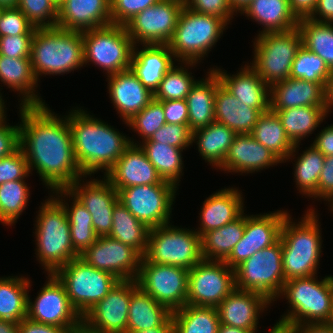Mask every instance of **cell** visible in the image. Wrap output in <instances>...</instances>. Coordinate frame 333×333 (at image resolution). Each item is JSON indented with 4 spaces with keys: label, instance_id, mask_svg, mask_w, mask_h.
<instances>
[{
    "label": "cell",
    "instance_id": "cell-1",
    "mask_svg": "<svg viewBox=\"0 0 333 333\" xmlns=\"http://www.w3.org/2000/svg\"><path fill=\"white\" fill-rule=\"evenodd\" d=\"M19 143L28 162L43 186L51 192L67 189L81 178L66 115H59L48 105L19 106Z\"/></svg>",
    "mask_w": 333,
    "mask_h": 333
},
{
    "label": "cell",
    "instance_id": "cell-2",
    "mask_svg": "<svg viewBox=\"0 0 333 333\" xmlns=\"http://www.w3.org/2000/svg\"><path fill=\"white\" fill-rule=\"evenodd\" d=\"M67 118L77 164L84 176L99 171L105 175L131 144L129 136L83 107L68 110Z\"/></svg>",
    "mask_w": 333,
    "mask_h": 333
},
{
    "label": "cell",
    "instance_id": "cell-3",
    "mask_svg": "<svg viewBox=\"0 0 333 333\" xmlns=\"http://www.w3.org/2000/svg\"><path fill=\"white\" fill-rule=\"evenodd\" d=\"M310 207L299 218L301 221L295 222L294 217L288 214L283 222L280 240L285 282L318 275L323 252L322 228L319 213Z\"/></svg>",
    "mask_w": 333,
    "mask_h": 333
},
{
    "label": "cell",
    "instance_id": "cell-4",
    "mask_svg": "<svg viewBox=\"0 0 333 333\" xmlns=\"http://www.w3.org/2000/svg\"><path fill=\"white\" fill-rule=\"evenodd\" d=\"M286 299L289 309L274 327L305 324H330L333 315V275L294 278L284 283L279 300Z\"/></svg>",
    "mask_w": 333,
    "mask_h": 333
},
{
    "label": "cell",
    "instance_id": "cell-5",
    "mask_svg": "<svg viewBox=\"0 0 333 333\" xmlns=\"http://www.w3.org/2000/svg\"><path fill=\"white\" fill-rule=\"evenodd\" d=\"M34 223L35 255L46 274L78 258L71 241L70 223L63 205L51 194L39 206Z\"/></svg>",
    "mask_w": 333,
    "mask_h": 333
},
{
    "label": "cell",
    "instance_id": "cell-6",
    "mask_svg": "<svg viewBox=\"0 0 333 333\" xmlns=\"http://www.w3.org/2000/svg\"><path fill=\"white\" fill-rule=\"evenodd\" d=\"M30 59L39 82L43 75H64L81 69L84 66L82 32L59 27L36 28Z\"/></svg>",
    "mask_w": 333,
    "mask_h": 333
},
{
    "label": "cell",
    "instance_id": "cell-7",
    "mask_svg": "<svg viewBox=\"0 0 333 333\" xmlns=\"http://www.w3.org/2000/svg\"><path fill=\"white\" fill-rule=\"evenodd\" d=\"M228 27V24L217 16L199 13L184 6L167 45L178 62L200 64L208 57Z\"/></svg>",
    "mask_w": 333,
    "mask_h": 333
},
{
    "label": "cell",
    "instance_id": "cell-8",
    "mask_svg": "<svg viewBox=\"0 0 333 333\" xmlns=\"http://www.w3.org/2000/svg\"><path fill=\"white\" fill-rule=\"evenodd\" d=\"M253 60L248 64L270 87L290 77L293 60L302 46L298 27L284 32H267L253 39Z\"/></svg>",
    "mask_w": 333,
    "mask_h": 333
},
{
    "label": "cell",
    "instance_id": "cell-9",
    "mask_svg": "<svg viewBox=\"0 0 333 333\" xmlns=\"http://www.w3.org/2000/svg\"><path fill=\"white\" fill-rule=\"evenodd\" d=\"M82 38L84 67L93 64L107 76L130 69L134 43L125 26L111 24L85 30Z\"/></svg>",
    "mask_w": 333,
    "mask_h": 333
},
{
    "label": "cell",
    "instance_id": "cell-10",
    "mask_svg": "<svg viewBox=\"0 0 333 333\" xmlns=\"http://www.w3.org/2000/svg\"><path fill=\"white\" fill-rule=\"evenodd\" d=\"M53 274L64 285L71 305L81 317L120 281L110 272L94 268L79 257L58 268Z\"/></svg>",
    "mask_w": 333,
    "mask_h": 333
},
{
    "label": "cell",
    "instance_id": "cell-11",
    "mask_svg": "<svg viewBox=\"0 0 333 333\" xmlns=\"http://www.w3.org/2000/svg\"><path fill=\"white\" fill-rule=\"evenodd\" d=\"M143 258L147 262L190 270L202 260L201 237L195 230L175 226L171 222L150 228Z\"/></svg>",
    "mask_w": 333,
    "mask_h": 333
},
{
    "label": "cell",
    "instance_id": "cell-12",
    "mask_svg": "<svg viewBox=\"0 0 333 333\" xmlns=\"http://www.w3.org/2000/svg\"><path fill=\"white\" fill-rule=\"evenodd\" d=\"M282 262V244L279 239L234 268L235 288L259 292L270 302H277L285 283Z\"/></svg>",
    "mask_w": 333,
    "mask_h": 333
},
{
    "label": "cell",
    "instance_id": "cell-13",
    "mask_svg": "<svg viewBox=\"0 0 333 333\" xmlns=\"http://www.w3.org/2000/svg\"><path fill=\"white\" fill-rule=\"evenodd\" d=\"M177 188L164 180L160 184L136 185L118 191L119 202L149 228L170 223ZM174 202V203H173Z\"/></svg>",
    "mask_w": 333,
    "mask_h": 333
},
{
    "label": "cell",
    "instance_id": "cell-14",
    "mask_svg": "<svg viewBox=\"0 0 333 333\" xmlns=\"http://www.w3.org/2000/svg\"><path fill=\"white\" fill-rule=\"evenodd\" d=\"M188 273L186 268L155 264L142 257L135 280L143 291L173 312L186 305Z\"/></svg>",
    "mask_w": 333,
    "mask_h": 333
},
{
    "label": "cell",
    "instance_id": "cell-15",
    "mask_svg": "<svg viewBox=\"0 0 333 333\" xmlns=\"http://www.w3.org/2000/svg\"><path fill=\"white\" fill-rule=\"evenodd\" d=\"M234 289L233 268L224 261L202 259L189 270L186 304L217 307Z\"/></svg>",
    "mask_w": 333,
    "mask_h": 333
},
{
    "label": "cell",
    "instance_id": "cell-16",
    "mask_svg": "<svg viewBox=\"0 0 333 333\" xmlns=\"http://www.w3.org/2000/svg\"><path fill=\"white\" fill-rule=\"evenodd\" d=\"M183 7V0H159L124 25L127 34L134 45L168 44Z\"/></svg>",
    "mask_w": 333,
    "mask_h": 333
},
{
    "label": "cell",
    "instance_id": "cell-17",
    "mask_svg": "<svg viewBox=\"0 0 333 333\" xmlns=\"http://www.w3.org/2000/svg\"><path fill=\"white\" fill-rule=\"evenodd\" d=\"M47 275L33 301L28 292L27 317L42 324L81 329L82 317L71 305L64 285L54 274Z\"/></svg>",
    "mask_w": 333,
    "mask_h": 333
},
{
    "label": "cell",
    "instance_id": "cell-18",
    "mask_svg": "<svg viewBox=\"0 0 333 333\" xmlns=\"http://www.w3.org/2000/svg\"><path fill=\"white\" fill-rule=\"evenodd\" d=\"M136 280H120L111 291L82 317L88 333H126L131 293Z\"/></svg>",
    "mask_w": 333,
    "mask_h": 333
},
{
    "label": "cell",
    "instance_id": "cell-19",
    "mask_svg": "<svg viewBox=\"0 0 333 333\" xmlns=\"http://www.w3.org/2000/svg\"><path fill=\"white\" fill-rule=\"evenodd\" d=\"M96 178H91V175L82 176L67 190L91 214L95 233L98 236H108L112 230L113 209L119 202L118 191L105 176L102 179Z\"/></svg>",
    "mask_w": 333,
    "mask_h": 333
},
{
    "label": "cell",
    "instance_id": "cell-20",
    "mask_svg": "<svg viewBox=\"0 0 333 333\" xmlns=\"http://www.w3.org/2000/svg\"><path fill=\"white\" fill-rule=\"evenodd\" d=\"M288 214L289 212L283 208L256 215L245 213L243 237L224 262L234 269L255 252L275 244L280 239L281 228Z\"/></svg>",
    "mask_w": 333,
    "mask_h": 333
},
{
    "label": "cell",
    "instance_id": "cell-21",
    "mask_svg": "<svg viewBox=\"0 0 333 333\" xmlns=\"http://www.w3.org/2000/svg\"><path fill=\"white\" fill-rule=\"evenodd\" d=\"M79 258L86 264L115 275L120 280H135L142 256L132 247L109 236H98Z\"/></svg>",
    "mask_w": 333,
    "mask_h": 333
},
{
    "label": "cell",
    "instance_id": "cell-22",
    "mask_svg": "<svg viewBox=\"0 0 333 333\" xmlns=\"http://www.w3.org/2000/svg\"><path fill=\"white\" fill-rule=\"evenodd\" d=\"M271 304L272 302L259 292L235 288L216 309L220 324L257 333L259 319Z\"/></svg>",
    "mask_w": 333,
    "mask_h": 333
},
{
    "label": "cell",
    "instance_id": "cell-23",
    "mask_svg": "<svg viewBox=\"0 0 333 333\" xmlns=\"http://www.w3.org/2000/svg\"><path fill=\"white\" fill-rule=\"evenodd\" d=\"M283 163L251 134H236L229 151L218 168L225 173L248 175Z\"/></svg>",
    "mask_w": 333,
    "mask_h": 333
},
{
    "label": "cell",
    "instance_id": "cell-24",
    "mask_svg": "<svg viewBox=\"0 0 333 333\" xmlns=\"http://www.w3.org/2000/svg\"><path fill=\"white\" fill-rule=\"evenodd\" d=\"M106 79L110 101L123 124L154 99V93L140 82L131 69L107 76Z\"/></svg>",
    "mask_w": 333,
    "mask_h": 333
},
{
    "label": "cell",
    "instance_id": "cell-25",
    "mask_svg": "<svg viewBox=\"0 0 333 333\" xmlns=\"http://www.w3.org/2000/svg\"><path fill=\"white\" fill-rule=\"evenodd\" d=\"M115 189L136 185L160 184L164 180L140 145L130 144L104 175Z\"/></svg>",
    "mask_w": 333,
    "mask_h": 333
},
{
    "label": "cell",
    "instance_id": "cell-26",
    "mask_svg": "<svg viewBox=\"0 0 333 333\" xmlns=\"http://www.w3.org/2000/svg\"><path fill=\"white\" fill-rule=\"evenodd\" d=\"M245 63L235 74L217 66L209 69L218 75L220 83L241 103L264 113L270 109V87L248 62Z\"/></svg>",
    "mask_w": 333,
    "mask_h": 333
},
{
    "label": "cell",
    "instance_id": "cell-27",
    "mask_svg": "<svg viewBox=\"0 0 333 333\" xmlns=\"http://www.w3.org/2000/svg\"><path fill=\"white\" fill-rule=\"evenodd\" d=\"M244 195L237 187H224L206 197L199 213V226L193 229L202 237L205 233L221 228L239 218L244 209Z\"/></svg>",
    "mask_w": 333,
    "mask_h": 333
},
{
    "label": "cell",
    "instance_id": "cell-28",
    "mask_svg": "<svg viewBox=\"0 0 333 333\" xmlns=\"http://www.w3.org/2000/svg\"><path fill=\"white\" fill-rule=\"evenodd\" d=\"M111 24V0H64L58 7L61 29L83 32Z\"/></svg>",
    "mask_w": 333,
    "mask_h": 333
},
{
    "label": "cell",
    "instance_id": "cell-29",
    "mask_svg": "<svg viewBox=\"0 0 333 333\" xmlns=\"http://www.w3.org/2000/svg\"><path fill=\"white\" fill-rule=\"evenodd\" d=\"M326 85L287 78L270 86V110L301 106H326Z\"/></svg>",
    "mask_w": 333,
    "mask_h": 333
},
{
    "label": "cell",
    "instance_id": "cell-30",
    "mask_svg": "<svg viewBox=\"0 0 333 333\" xmlns=\"http://www.w3.org/2000/svg\"><path fill=\"white\" fill-rule=\"evenodd\" d=\"M141 46L134 45L130 69L154 93L164 75L178 61L167 44Z\"/></svg>",
    "mask_w": 333,
    "mask_h": 333
},
{
    "label": "cell",
    "instance_id": "cell-31",
    "mask_svg": "<svg viewBox=\"0 0 333 333\" xmlns=\"http://www.w3.org/2000/svg\"><path fill=\"white\" fill-rule=\"evenodd\" d=\"M0 81L20 97L19 106L47 105L38 93L37 80L30 58H10L0 55ZM37 90V91H36Z\"/></svg>",
    "mask_w": 333,
    "mask_h": 333
},
{
    "label": "cell",
    "instance_id": "cell-32",
    "mask_svg": "<svg viewBox=\"0 0 333 333\" xmlns=\"http://www.w3.org/2000/svg\"><path fill=\"white\" fill-rule=\"evenodd\" d=\"M204 77L195 82L186 96L188 125L192 132L215 121V95L220 80L212 69Z\"/></svg>",
    "mask_w": 333,
    "mask_h": 333
},
{
    "label": "cell",
    "instance_id": "cell-33",
    "mask_svg": "<svg viewBox=\"0 0 333 333\" xmlns=\"http://www.w3.org/2000/svg\"><path fill=\"white\" fill-rule=\"evenodd\" d=\"M240 14L261 25L262 30L256 35L289 31L296 28L299 22L288 0H252Z\"/></svg>",
    "mask_w": 333,
    "mask_h": 333
},
{
    "label": "cell",
    "instance_id": "cell-34",
    "mask_svg": "<svg viewBox=\"0 0 333 333\" xmlns=\"http://www.w3.org/2000/svg\"><path fill=\"white\" fill-rule=\"evenodd\" d=\"M262 113L241 103L220 83L215 95V121L226 125L236 134H251Z\"/></svg>",
    "mask_w": 333,
    "mask_h": 333
},
{
    "label": "cell",
    "instance_id": "cell-35",
    "mask_svg": "<svg viewBox=\"0 0 333 333\" xmlns=\"http://www.w3.org/2000/svg\"><path fill=\"white\" fill-rule=\"evenodd\" d=\"M172 312L137 286L131 293L126 333L163 326Z\"/></svg>",
    "mask_w": 333,
    "mask_h": 333
},
{
    "label": "cell",
    "instance_id": "cell-36",
    "mask_svg": "<svg viewBox=\"0 0 333 333\" xmlns=\"http://www.w3.org/2000/svg\"><path fill=\"white\" fill-rule=\"evenodd\" d=\"M236 133L226 125L214 121L192 132V144L196 143L199 156L218 171Z\"/></svg>",
    "mask_w": 333,
    "mask_h": 333
},
{
    "label": "cell",
    "instance_id": "cell-37",
    "mask_svg": "<svg viewBox=\"0 0 333 333\" xmlns=\"http://www.w3.org/2000/svg\"><path fill=\"white\" fill-rule=\"evenodd\" d=\"M302 151V153H298L300 150V143L294 145L293 151L290 155L284 160L283 163L291 162L293 163V172L295 186L297 188V193L302 194V197L312 198L317 193V187L319 182V176L322 171L324 165L325 156L317 150L312 144ZM298 155V156H297ZM297 156V158L295 157Z\"/></svg>",
    "mask_w": 333,
    "mask_h": 333
},
{
    "label": "cell",
    "instance_id": "cell-38",
    "mask_svg": "<svg viewBox=\"0 0 333 333\" xmlns=\"http://www.w3.org/2000/svg\"><path fill=\"white\" fill-rule=\"evenodd\" d=\"M274 111L285 130L286 135L295 144H301L304 138L309 137L321 127L328 116L325 107L301 106Z\"/></svg>",
    "mask_w": 333,
    "mask_h": 333
},
{
    "label": "cell",
    "instance_id": "cell-39",
    "mask_svg": "<svg viewBox=\"0 0 333 333\" xmlns=\"http://www.w3.org/2000/svg\"><path fill=\"white\" fill-rule=\"evenodd\" d=\"M32 281L27 276L0 277V319L19 323L27 317L28 292Z\"/></svg>",
    "mask_w": 333,
    "mask_h": 333
},
{
    "label": "cell",
    "instance_id": "cell-40",
    "mask_svg": "<svg viewBox=\"0 0 333 333\" xmlns=\"http://www.w3.org/2000/svg\"><path fill=\"white\" fill-rule=\"evenodd\" d=\"M129 139L131 144L140 145L163 180L171 182L179 188L180 179L184 173L182 148L172 147L161 142H152L151 140L139 143L136 139L134 140L131 137Z\"/></svg>",
    "mask_w": 333,
    "mask_h": 333
},
{
    "label": "cell",
    "instance_id": "cell-41",
    "mask_svg": "<svg viewBox=\"0 0 333 333\" xmlns=\"http://www.w3.org/2000/svg\"><path fill=\"white\" fill-rule=\"evenodd\" d=\"M245 213L221 228L211 230L201 237V255L204 260L224 261L243 237Z\"/></svg>",
    "mask_w": 333,
    "mask_h": 333
},
{
    "label": "cell",
    "instance_id": "cell-42",
    "mask_svg": "<svg viewBox=\"0 0 333 333\" xmlns=\"http://www.w3.org/2000/svg\"><path fill=\"white\" fill-rule=\"evenodd\" d=\"M150 228L137 218L120 202L113 209L112 230L109 237L135 249L142 257L148 246Z\"/></svg>",
    "mask_w": 333,
    "mask_h": 333
},
{
    "label": "cell",
    "instance_id": "cell-43",
    "mask_svg": "<svg viewBox=\"0 0 333 333\" xmlns=\"http://www.w3.org/2000/svg\"><path fill=\"white\" fill-rule=\"evenodd\" d=\"M251 136L272 151L282 162L294 149V144L286 135L278 115L270 109L260 115Z\"/></svg>",
    "mask_w": 333,
    "mask_h": 333
},
{
    "label": "cell",
    "instance_id": "cell-44",
    "mask_svg": "<svg viewBox=\"0 0 333 333\" xmlns=\"http://www.w3.org/2000/svg\"><path fill=\"white\" fill-rule=\"evenodd\" d=\"M174 333H217L219 316L216 307L186 304L172 312Z\"/></svg>",
    "mask_w": 333,
    "mask_h": 333
},
{
    "label": "cell",
    "instance_id": "cell-45",
    "mask_svg": "<svg viewBox=\"0 0 333 333\" xmlns=\"http://www.w3.org/2000/svg\"><path fill=\"white\" fill-rule=\"evenodd\" d=\"M298 29L302 35V45L322 58L333 70V23L314 21L309 17L300 18Z\"/></svg>",
    "mask_w": 333,
    "mask_h": 333
},
{
    "label": "cell",
    "instance_id": "cell-46",
    "mask_svg": "<svg viewBox=\"0 0 333 333\" xmlns=\"http://www.w3.org/2000/svg\"><path fill=\"white\" fill-rule=\"evenodd\" d=\"M176 64L164 75L158 88L155 90L154 98L156 100L186 99L191 87L197 81L189 69L196 68L199 63L177 62Z\"/></svg>",
    "mask_w": 333,
    "mask_h": 333
},
{
    "label": "cell",
    "instance_id": "cell-47",
    "mask_svg": "<svg viewBox=\"0 0 333 333\" xmlns=\"http://www.w3.org/2000/svg\"><path fill=\"white\" fill-rule=\"evenodd\" d=\"M26 180H14L0 185V222L13 226L30 200V186Z\"/></svg>",
    "mask_w": 333,
    "mask_h": 333
},
{
    "label": "cell",
    "instance_id": "cell-48",
    "mask_svg": "<svg viewBox=\"0 0 333 333\" xmlns=\"http://www.w3.org/2000/svg\"><path fill=\"white\" fill-rule=\"evenodd\" d=\"M330 74L331 70L322 58L312 53L303 45L299 48L293 60L290 78L327 84Z\"/></svg>",
    "mask_w": 333,
    "mask_h": 333
},
{
    "label": "cell",
    "instance_id": "cell-49",
    "mask_svg": "<svg viewBox=\"0 0 333 333\" xmlns=\"http://www.w3.org/2000/svg\"><path fill=\"white\" fill-rule=\"evenodd\" d=\"M164 124L166 120L162 102L154 98L143 110L135 114L126 126L140 136L141 143L149 139Z\"/></svg>",
    "mask_w": 333,
    "mask_h": 333
},
{
    "label": "cell",
    "instance_id": "cell-50",
    "mask_svg": "<svg viewBox=\"0 0 333 333\" xmlns=\"http://www.w3.org/2000/svg\"><path fill=\"white\" fill-rule=\"evenodd\" d=\"M18 7L36 28L56 27L58 7L51 0H18Z\"/></svg>",
    "mask_w": 333,
    "mask_h": 333
},
{
    "label": "cell",
    "instance_id": "cell-51",
    "mask_svg": "<svg viewBox=\"0 0 333 333\" xmlns=\"http://www.w3.org/2000/svg\"><path fill=\"white\" fill-rule=\"evenodd\" d=\"M36 27L18 7L2 8L0 13V37L34 34Z\"/></svg>",
    "mask_w": 333,
    "mask_h": 333
},
{
    "label": "cell",
    "instance_id": "cell-52",
    "mask_svg": "<svg viewBox=\"0 0 333 333\" xmlns=\"http://www.w3.org/2000/svg\"><path fill=\"white\" fill-rule=\"evenodd\" d=\"M152 142H161L166 145L189 149L192 144V131L189 125L184 124H164L149 139Z\"/></svg>",
    "mask_w": 333,
    "mask_h": 333
},
{
    "label": "cell",
    "instance_id": "cell-53",
    "mask_svg": "<svg viewBox=\"0 0 333 333\" xmlns=\"http://www.w3.org/2000/svg\"><path fill=\"white\" fill-rule=\"evenodd\" d=\"M50 193L63 205L70 226L93 227L91 214L67 189H55Z\"/></svg>",
    "mask_w": 333,
    "mask_h": 333
},
{
    "label": "cell",
    "instance_id": "cell-54",
    "mask_svg": "<svg viewBox=\"0 0 333 333\" xmlns=\"http://www.w3.org/2000/svg\"><path fill=\"white\" fill-rule=\"evenodd\" d=\"M28 177V162L20 147L11 155L0 159V185L14 180H26Z\"/></svg>",
    "mask_w": 333,
    "mask_h": 333
},
{
    "label": "cell",
    "instance_id": "cell-55",
    "mask_svg": "<svg viewBox=\"0 0 333 333\" xmlns=\"http://www.w3.org/2000/svg\"><path fill=\"white\" fill-rule=\"evenodd\" d=\"M159 0H111L112 24L124 26L138 13L153 6Z\"/></svg>",
    "mask_w": 333,
    "mask_h": 333
},
{
    "label": "cell",
    "instance_id": "cell-56",
    "mask_svg": "<svg viewBox=\"0 0 333 333\" xmlns=\"http://www.w3.org/2000/svg\"><path fill=\"white\" fill-rule=\"evenodd\" d=\"M184 6L207 15H214L231 24L234 15H238L230 6L228 0H183Z\"/></svg>",
    "mask_w": 333,
    "mask_h": 333
},
{
    "label": "cell",
    "instance_id": "cell-57",
    "mask_svg": "<svg viewBox=\"0 0 333 333\" xmlns=\"http://www.w3.org/2000/svg\"><path fill=\"white\" fill-rule=\"evenodd\" d=\"M34 34L0 37V55L10 58H30Z\"/></svg>",
    "mask_w": 333,
    "mask_h": 333
},
{
    "label": "cell",
    "instance_id": "cell-58",
    "mask_svg": "<svg viewBox=\"0 0 333 333\" xmlns=\"http://www.w3.org/2000/svg\"><path fill=\"white\" fill-rule=\"evenodd\" d=\"M8 115L0 118V159L11 155L19 146V122L10 125L6 119Z\"/></svg>",
    "mask_w": 333,
    "mask_h": 333
},
{
    "label": "cell",
    "instance_id": "cell-59",
    "mask_svg": "<svg viewBox=\"0 0 333 333\" xmlns=\"http://www.w3.org/2000/svg\"><path fill=\"white\" fill-rule=\"evenodd\" d=\"M314 199L326 201L329 207L333 205V156L324 158L317 193L312 197V200Z\"/></svg>",
    "mask_w": 333,
    "mask_h": 333
},
{
    "label": "cell",
    "instance_id": "cell-60",
    "mask_svg": "<svg viewBox=\"0 0 333 333\" xmlns=\"http://www.w3.org/2000/svg\"><path fill=\"white\" fill-rule=\"evenodd\" d=\"M161 102L166 123L188 125V107L186 99L163 100Z\"/></svg>",
    "mask_w": 333,
    "mask_h": 333
},
{
    "label": "cell",
    "instance_id": "cell-61",
    "mask_svg": "<svg viewBox=\"0 0 333 333\" xmlns=\"http://www.w3.org/2000/svg\"><path fill=\"white\" fill-rule=\"evenodd\" d=\"M70 234L72 246L79 255L91 247L98 238L94 228L87 226H70Z\"/></svg>",
    "mask_w": 333,
    "mask_h": 333
},
{
    "label": "cell",
    "instance_id": "cell-62",
    "mask_svg": "<svg viewBox=\"0 0 333 333\" xmlns=\"http://www.w3.org/2000/svg\"><path fill=\"white\" fill-rule=\"evenodd\" d=\"M19 333H72L80 329H65L63 327L42 324L28 317L18 323Z\"/></svg>",
    "mask_w": 333,
    "mask_h": 333
},
{
    "label": "cell",
    "instance_id": "cell-63",
    "mask_svg": "<svg viewBox=\"0 0 333 333\" xmlns=\"http://www.w3.org/2000/svg\"><path fill=\"white\" fill-rule=\"evenodd\" d=\"M327 126L323 127L321 132L315 134L316 138L312 141V145L325 157L333 156V124Z\"/></svg>",
    "mask_w": 333,
    "mask_h": 333
},
{
    "label": "cell",
    "instance_id": "cell-64",
    "mask_svg": "<svg viewBox=\"0 0 333 333\" xmlns=\"http://www.w3.org/2000/svg\"><path fill=\"white\" fill-rule=\"evenodd\" d=\"M276 328H279L282 333H333L331 324H305Z\"/></svg>",
    "mask_w": 333,
    "mask_h": 333
},
{
    "label": "cell",
    "instance_id": "cell-65",
    "mask_svg": "<svg viewBox=\"0 0 333 333\" xmlns=\"http://www.w3.org/2000/svg\"><path fill=\"white\" fill-rule=\"evenodd\" d=\"M291 11L300 18L309 17L317 7L318 0H288Z\"/></svg>",
    "mask_w": 333,
    "mask_h": 333
},
{
    "label": "cell",
    "instance_id": "cell-66",
    "mask_svg": "<svg viewBox=\"0 0 333 333\" xmlns=\"http://www.w3.org/2000/svg\"><path fill=\"white\" fill-rule=\"evenodd\" d=\"M309 18L318 22L333 23V0H318L317 7Z\"/></svg>",
    "mask_w": 333,
    "mask_h": 333
},
{
    "label": "cell",
    "instance_id": "cell-67",
    "mask_svg": "<svg viewBox=\"0 0 333 333\" xmlns=\"http://www.w3.org/2000/svg\"><path fill=\"white\" fill-rule=\"evenodd\" d=\"M128 333H174V323L171 317L163 326Z\"/></svg>",
    "mask_w": 333,
    "mask_h": 333
},
{
    "label": "cell",
    "instance_id": "cell-68",
    "mask_svg": "<svg viewBox=\"0 0 333 333\" xmlns=\"http://www.w3.org/2000/svg\"><path fill=\"white\" fill-rule=\"evenodd\" d=\"M326 114L333 112V70L331 71L328 83L326 85Z\"/></svg>",
    "mask_w": 333,
    "mask_h": 333
},
{
    "label": "cell",
    "instance_id": "cell-69",
    "mask_svg": "<svg viewBox=\"0 0 333 333\" xmlns=\"http://www.w3.org/2000/svg\"><path fill=\"white\" fill-rule=\"evenodd\" d=\"M0 333H19L18 323L0 319Z\"/></svg>",
    "mask_w": 333,
    "mask_h": 333
},
{
    "label": "cell",
    "instance_id": "cell-70",
    "mask_svg": "<svg viewBox=\"0 0 333 333\" xmlns=\"http://www.w3.org/2000/svg\"><path fill=\"white\" fill-rule=\"evenodd\" d=\"M217 333H254V332L239 327H232L224 324H219Z\"/></svg>",
    "mask_w": 333,
    "mask_h": 333
},
{
    "label": "cell",
    "instance_id": "cell-71",
    "mask_svg": "<svg viewBox=\"0 0 333 333\" xmlns=\"http://www.w3.org/2000/svg\"><path fill=\"white\" fill-rule=\"evenodd\" d=\"M231 8L238 14L240 13L252 0H228Z\"/></svg>",
    "mask_w": 333,
    "mask_h": 333
},
{
    "label": "cell",
    "instance_id": "cell-72",
    "mask_svg": "<svg viewBox=\"0 0 333 333\" xmlns=\"http://www.w3.org/2000/svg\"><path fill=\"white\" fill-rule=\"evenodd\" d=\"M1 89L3 88H0V91ZM3 94L0 92V118L4 117L5 115H7V107H6V102L7 100L5 101V99H3L4 97L2 96Z\"/></svg>",
    "mask_w": 333,
    "mask_h": 333
},
{
    "label": "cell",
    "instance_id": "cell-73",
    "mask_svg": "<svg viewBox=\"0 0 333 333\" xmlns=\"http://www.w3.org/2000/svg\"><path fill=\"white\" fill-rule=\"evenodd\" d=\"M18 0H0V7H15Z\"/></svg>",
    "mask_w": 333,
    "mask_h": 333
},
{
    "label": "cell",
    "instance_id": "cell-74",
    "mask_svg": "<svg viewBox=\"0 0 333 333\" xmlns=\"http://www.w3.org/2000/svg\"><path fill=\"white\" fill-rule=\"evenodd\" d=\"M269 333H282L281 330L279 328L276 327H272L270 328V331H268Z\"/></svg>",
    "mask_w": 333,
    "mask_h": 333
},
{
    "label": "cell",
    "instance_id": "cell-75",
    "mask_svg": "<svg viewBox=\"0 0 333 333\" xmlns=\"http://www.w3.org/2000/svg\"><path fill=\"white\" fill-rule=\"evenodd\" d=\"M57 7L60 6V4L64 1V0H51Z\"/></svg>",
    "mask_w": 333,
    "mask_h": 333
},
{
    "label": "cell",
    "instance_id": "cell-76",
    "mask_svg": "<svg viewBox=\"0 0 333 333\" xmlns=\"http://www.w3.org/2000/svg\"><path fill=\"white\" fill-rule=\"evenodd\" d=\"M72 333H88V332L84 331V330L81 328L80 330L75 331V332H72Z\"/></svg>",
    "mask_w": 333,
    "mask_h": 333
},
{
    "label": "cell",
    "instance_id": "cell-77",
    "mask_svg": "<svg viewBox=\"0 0 333 333\" xmlns=\"http://www.w3.org/2000/svg\"><path fill=\"white\" fill-rule=\"evenodd\" d=\"M329 210L331 211V213L333 212V205L330 207Z\"/></svg>",
    "mask_w": 333,
    "mask_h": 333
},
{
    "label": "cell",
    "instance_id": "cell-78",
    "mask_svg": "<svg viewBox=\"0 0 333 333\" xmlns=\"http://www.w3.org/2000/svg\"><path fill=\"white\" fill-rule=\"evenodd\" d=\"M330 324L333 325V315H332V319L330 321Z\"/></svg>",
    "mask_w": 333,
    "mask_h": 333
}]
</instances>
